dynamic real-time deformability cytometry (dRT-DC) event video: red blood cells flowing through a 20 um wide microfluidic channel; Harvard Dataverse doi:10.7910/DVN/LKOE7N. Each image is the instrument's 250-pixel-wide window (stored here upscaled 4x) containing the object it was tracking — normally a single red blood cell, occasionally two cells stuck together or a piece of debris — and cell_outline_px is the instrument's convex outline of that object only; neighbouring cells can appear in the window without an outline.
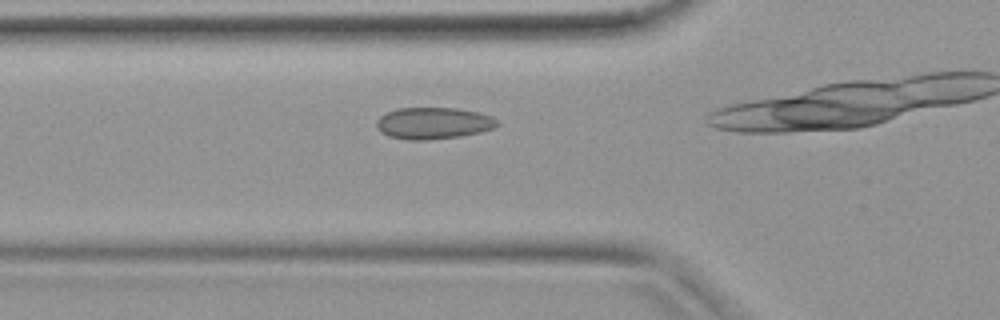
{"species": "common noctule bat (a hibernating species)", "species_latin": "Nyctalus noctula", "temperature_condition": "warm", "stored_images_in_passage": 14, "camera_frame_rate_fps": 3000, "um_per_image_px": 0.085, "animal": {"sex": "female", "body_mass_g": 19.9}, "frame": {"image": 1, "passage_image": 8, "time_ms": 2.333, "image_size_px": [1000, 320], "cell_outline_px": [[500, 124], [492, 128], [480, 132], [460, 136], [428, 140], [408, 140], [388, 136], [380, 132], [376, 128], [376, 120], [384, 112], [396, 108], [456, 108], [480, 112], [492, 116]], "centroid_in_image_um": [36.79, 10.46], "position_along_channel_um": 89.0, "area_um2": 22.54}}
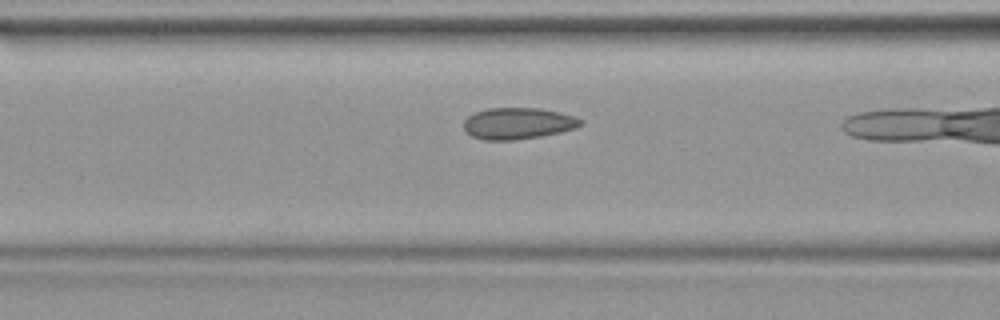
{"frame": {"image": 2, "passage_image": 10, "time_ms": 3.0, "image_size_px": [1000, 320], "cell_outline_px": [[584, 124], [576, 128], [560, 132], [540, 136], [516, 140], [484, 140], [472, 136], [464, 128], [464, 120], [468, 116], [476, 112], [488, 108], [540, 108], [560, 112], [576, 116], [584, 120]], "centroid_in_image_um": [44.07, 10.48], "position_along_channel_um": 122.5, "area_um2": 21.56}}